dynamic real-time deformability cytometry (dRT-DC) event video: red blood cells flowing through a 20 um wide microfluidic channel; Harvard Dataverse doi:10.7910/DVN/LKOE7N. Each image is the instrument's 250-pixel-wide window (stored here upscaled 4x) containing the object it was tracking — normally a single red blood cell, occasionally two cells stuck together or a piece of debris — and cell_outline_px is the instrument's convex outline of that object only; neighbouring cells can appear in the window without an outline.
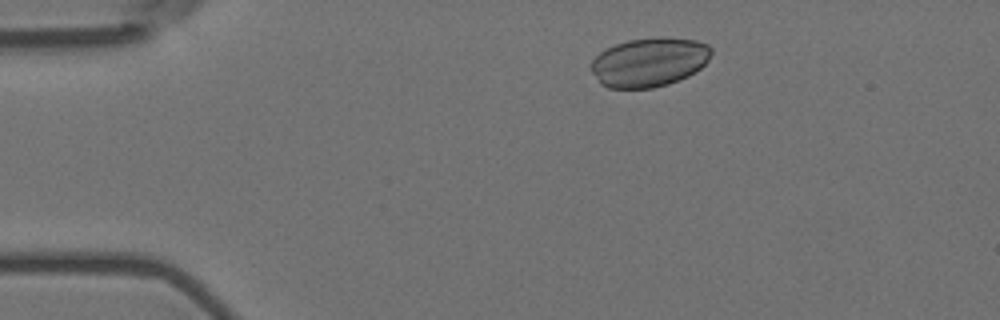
{"species": "Egyptian fruit bat (a non-hibernating species)", "species_latin": "Rousettus aegyptiacus", "temperature_condition": "room temperature", "stored_images_in_passage": 52, "camera_frame_rate_fps": 3000, "um_per_image_px": 0.085, "animal": {"sex": "female"}, "frame": {"image": 1, "passage_image": 6, "time_ms": 1.667, "image_size_px": [1000, 320], "cell_outline_px": [[712, 52], [708, 60], [696, 72], [688, 76], [668, 84], [652, 88], [608, 88], [600, 84], [592, 72], [592, 60], [600, 52], [616, 44], [628, 40], [656, 36], [664, 36], [696, 40], [708, 44], [712, 48]], "centroid_in_image_um": [55.2, 5.27], "position_along_channel_um": 29.8, "area_um2": 34.62}}
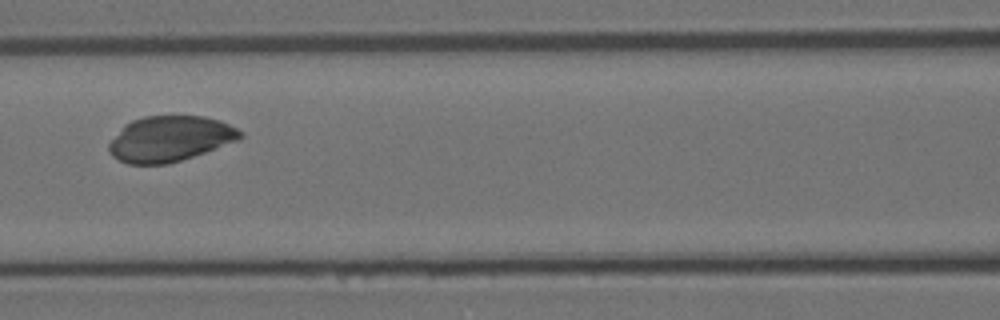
{"frame": {"image": 2, "passage_image": 21, "time_ms": 6.667, "image_size_px": [1000, 320], "cell_outline_px": [[244, 136], [240, 140], [168, 164], [128, 164], [112, 156], [108, 152], [108, 144], [124, 124], [132, 120], [144, 116], [204, 116], [220, 120], [244, 132]], "centroid_in_image_um": [14.44, 11.79], "position_along_channel_um": 152.2, "area_um2": 34.85}}